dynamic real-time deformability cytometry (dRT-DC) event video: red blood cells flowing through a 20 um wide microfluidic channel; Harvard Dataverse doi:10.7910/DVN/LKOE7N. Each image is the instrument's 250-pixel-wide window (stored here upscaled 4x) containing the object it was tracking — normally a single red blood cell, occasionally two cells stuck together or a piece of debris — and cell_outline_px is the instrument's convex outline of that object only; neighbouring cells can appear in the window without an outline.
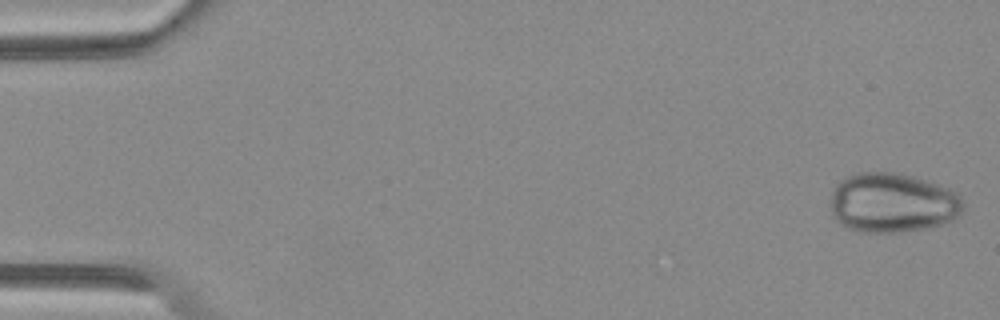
{"species": "Egyptian fruit bat (a non-hibernating species)", "species_latin": "Rousettus aegyptiacus", "temperature_condition": "warm", "stored_images_in_passage": 50, "camera_frame_rate_fps": 3000, "um_per_image_px": 0.085, "animal": {"sex": "female"}, "frame": {"image": 1, "passage_image": 1, "time_ms": 0.0, "image_size_px": [1000, 320], "cell_outline_px": [[964, 208], [956, 216], [940, 224], [900, 232], [860, 232], [848, 228], [832, 212], [832, 188], [840, 180], [856, 172], [896, 172], [912, 176], [948, 188], [956, 192], [960, 196], [964, 204]], "centroid_in_image_um": [75.85, 17.21], "position_along_channel_um": 9.2, "area_um2": 45.49}}
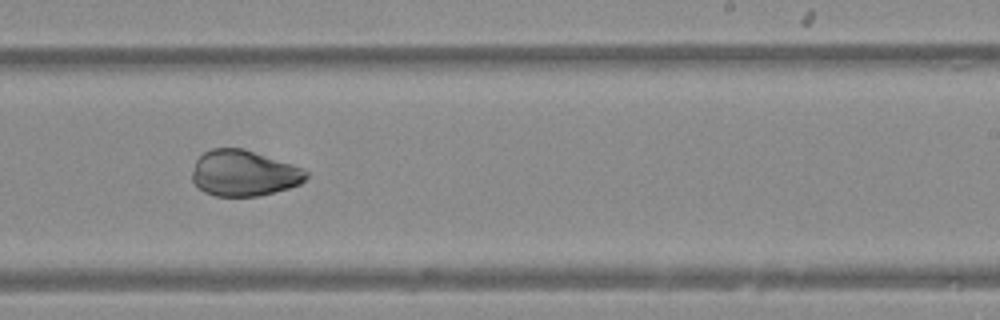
{"frame": {"image": 2, "passage_image": 31, "time_ms": 10.0, "image_size_px": [1000, 320], "cell_outline_px": [[308, 176], [300, 184], [288, 188], [260, 196], [216, 196], [204, 192], [192, 180], [192, 172], [196, 160], [204, 152], [212, 148], [244, 148], [304, 168], [308, 172]], "centroid_in_image_um": [20.74, 14.72], "position_along_channel_um": 268.3, "area_um2": 30.52}}
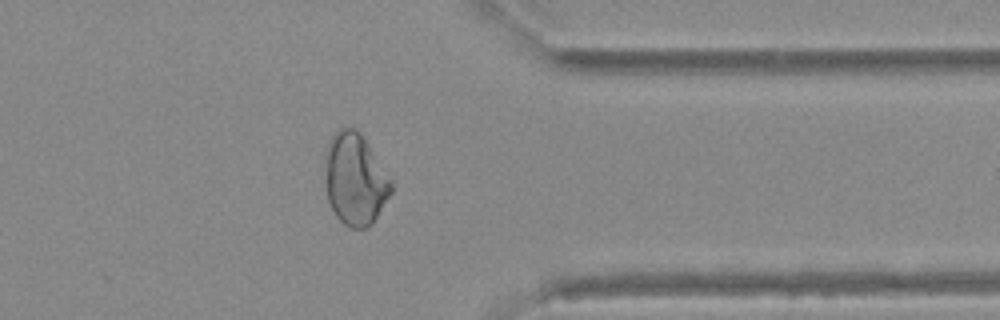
{"frame": {"image": 3, "passage_image": 40, "time_ms": 13.0, "image_size_px": [1000, 320], "cell_outline_px": [[392, 192], [372, 224], [368, 228], [352, 228], [344, 224], [336, 216], [328, 200], [324, 160], [324, 152], [328, 140], [340, 128], [356, 128], [360, 132], [392, 180]], "centroid_in_image_um": [30.17, 15.23], "position_along_channel_um": 381.2, "area_um2": 35.49}}